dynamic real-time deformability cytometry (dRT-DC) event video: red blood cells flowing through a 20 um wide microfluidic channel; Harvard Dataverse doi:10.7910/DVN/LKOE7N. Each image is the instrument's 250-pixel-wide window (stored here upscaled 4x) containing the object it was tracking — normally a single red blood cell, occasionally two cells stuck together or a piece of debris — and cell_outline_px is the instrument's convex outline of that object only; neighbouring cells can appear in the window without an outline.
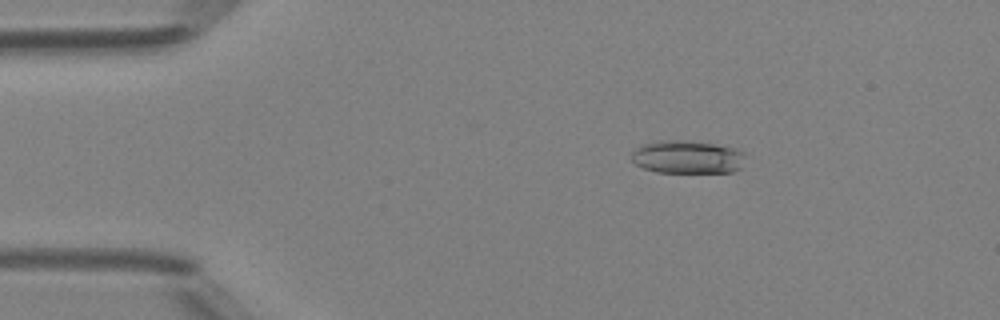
{"species": "Egyptian fruit bat (a non-hibernating species)", "species_latin": "Rousettus aegyptiacus", "temperature_condition": "room temperature", "stored_images_in_passage": 49, "camera_frame_rate_fps": 3000, "um_per_image_px": 0.085, "animal": {"sex": "female"}, "frame": {"image": 1, "passage_image": 9, "time_ms": 2.667, "image_size_px": [1000, 320], "cell_outline_px": [[744, 152], [740, 168], [732, 172], [656, 172], [644, 168], [636, 164], [632, 160], [632, 152], [636, 148], [644, 144], [660, 140], [688, 140], [716, 144], [740, 148]], "centroid_in_image_um": [58.44, 13.33], "position_along_channel_um": 26.6, "area_um2": 22.02}}
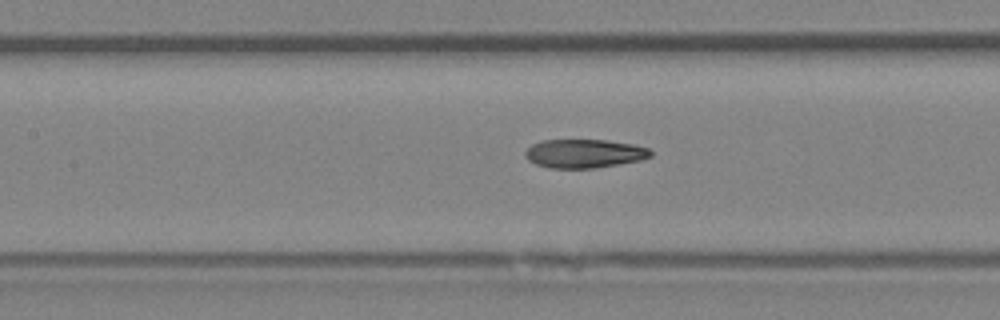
{"frame": {"image": 2, "passage_image": 23, "time_ms": 7.333, "image_size_px": [1000, 320], "cell_outline_px": [[652, 156], [640, 160], [596, 168], [548, 168], [536, 164], [528, 160], [524, 156], [524, 152], [532, 144], [540, 140], [608, 140], [632, 144], [648, 148], [652, 152]], "centroid_in_image_um": [49.64, 13.05], "position_along_channel_um": 157.8, "area_um2": 21.04}}
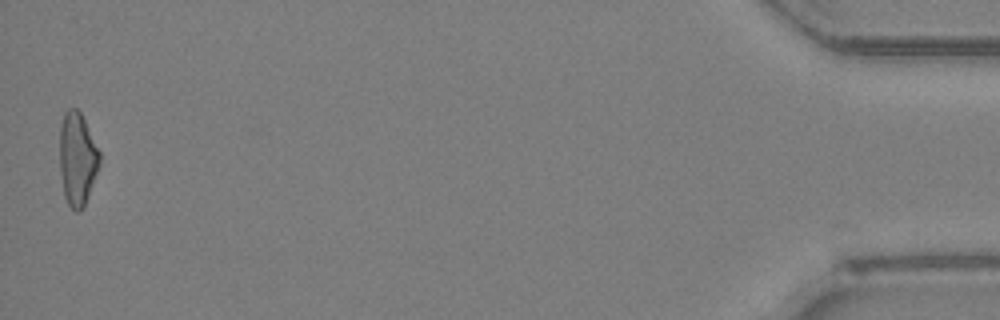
{"frame": {"image": 3, "passage_image": 49, "time_ms": 16.0, "image_size_px": [1000, 320], "cell_outline_px": [[100, 164], [88, 196], [80, 212], [76, 212], [68, 204], [64, 196], [60, 172], [60, 124], [64, 112], [68, 108], [76, 108], [80, 112], [100, 152]], "centroid_in_image_um": [6.56, 13.49], "position_along_channel_um": 428.6, "area_um2": 21.56}, "authors_computed_cell_mechanics": {"area_um2": 21.5594, "velocity_mm_per_s": 4.2363, "shape_relaxation_time_tau1_ms": null, "shape_relaxation_time_tau2_ms": 2.4736, "deformation_change_tau1": null, "deformation_change_tau2": 0.1076}}